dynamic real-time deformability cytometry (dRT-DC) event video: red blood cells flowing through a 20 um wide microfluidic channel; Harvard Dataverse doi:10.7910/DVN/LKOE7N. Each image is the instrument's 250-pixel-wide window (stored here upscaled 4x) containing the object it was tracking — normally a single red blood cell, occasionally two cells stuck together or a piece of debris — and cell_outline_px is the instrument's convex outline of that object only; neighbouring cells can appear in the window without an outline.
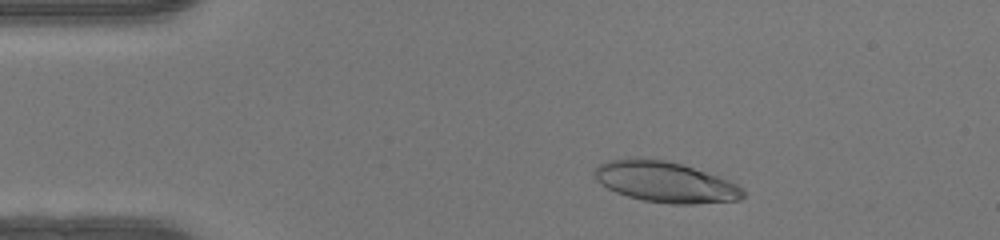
{"species": "human", "species_latin": "Homo sapiens", "temperature_condition": "warm", "stored_images_in_passage": 46, "camera_frame_rate_fps": 3000, "um_per_image_px": 0.085, "donor": {"sex": "female"}, "frame": {"image": 1, "passage_image": 6, "time_ms": 1.667, "image_size_px": [1000, 240], "cell_outline_px": [[744, 196], [740, 200], [692, 204], [672, 204], [644, 200], [628, 196], [616, 192], [600, 184], [596, 180], [596, 168], [600, 164], [608, 160], [640, 156], [664, 160], [680, 164], [728, 180], [736, 184], [744, 192]], "centroid_in_image_um": [56.52, 15.46], "position_along_channel_um": 28.5, "area_um2": 34.97}}
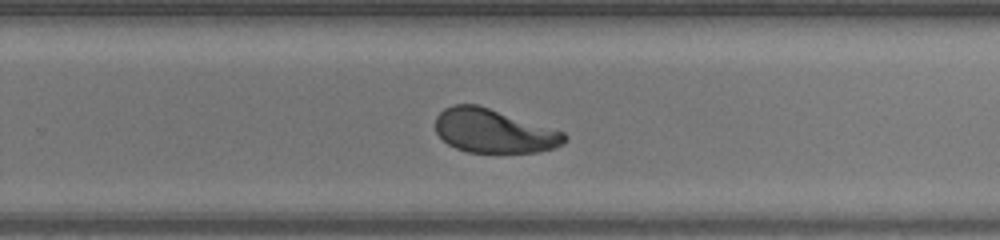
{"frame": {"image": 2, "passage_image": 29, "time_ms": 9.333, "image_size_px": [1000, 240], "cell_outline_px": [[568, 140], [556, 148], [540, 152], [468, 152], [456, 148], [448, 144], [436, 132], [436, 116], [444, 108], [452, 104], [476, 104], [564, 132], [568, 136]], "centroid_in_image_um": [41.98, 11.14], "position_along_channel_um": 287.8, "area_um2": 32.77}}
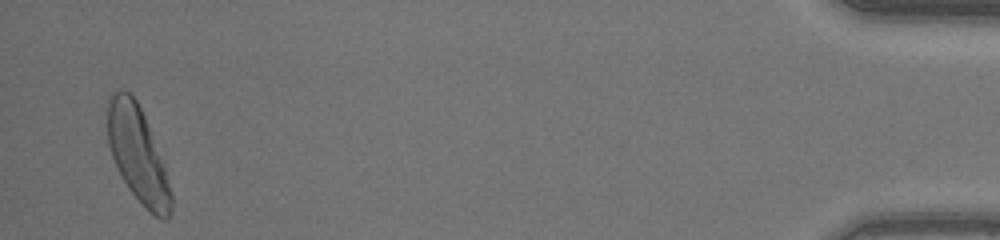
{"frame": {"image": 3, "passage_image": 45, "time_ms": 14.667, "image_size_px": [1000, 240], "cell_outline_px": [[172, 208], [168, 220], [160, 220], [128, 188], [112, 156], [108, 144], [104, 104], [108, 96], [112, 92], [124, 88], [136, 100], [144, 116], [164, 168], [172, 196]], "centroid_in_image_um": [11.64, 13.03], "position_along_channel_um": 423.6, "area_um2": 35.03}, "authors_computed_cell_mechanics": {"area_um2": 34.5066, "velocity_mm_per_s": 4.2153, "shape_relaxation_time_tau1_ms": 3.3313, "shape_relaxation_time_tau2_ms": 1.4971, "deformation_change_tau1": 0.173, "deformation_change_tau2": 0.0802}}